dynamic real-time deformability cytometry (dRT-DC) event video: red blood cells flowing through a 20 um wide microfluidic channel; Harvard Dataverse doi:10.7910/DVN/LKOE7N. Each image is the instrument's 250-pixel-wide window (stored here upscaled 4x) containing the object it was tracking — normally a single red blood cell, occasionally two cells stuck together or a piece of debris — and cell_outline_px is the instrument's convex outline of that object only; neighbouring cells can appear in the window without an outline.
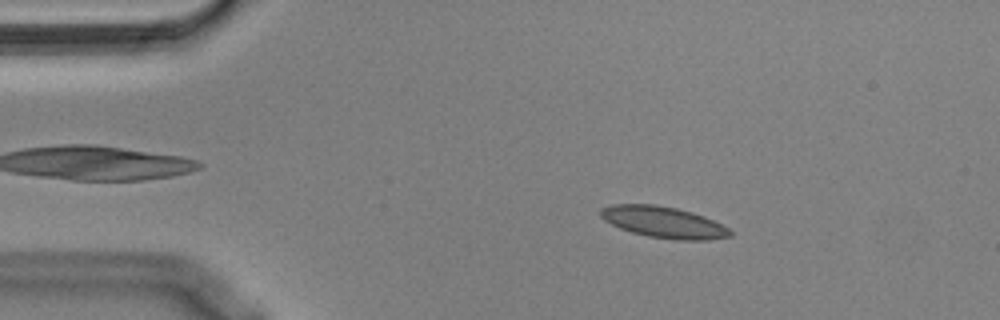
{"species": "Egyptian fruit bat (a non-hibernating species)", "species_latin": "Rousettus aegyptiacus", "temperature_condition": "cold", "stored_images_in_passage": 52, "camera_frame_rate_fps": 3000, "um_per_image_px": 0.085, "animal": {"sex": "male"}, "frame": {"image": 1, "passage_image": 8, "time_ms": 2.333, "image_size_px": [1000, 320], "cell_outline_px": [[732, 236], [708, 240], [676, 240], [648, 236], [632, 232], [620, 228], [604, 220], [600, 216], [600, 208], [612, 204], [656, 204], [676, 208], [692, 212], [704, 216], [728, 228], [732, 232]], "centroid_in_image_um": [56.39, 18.88], "position_along_channel_um": 28.6, "area_um2": 23.64}}
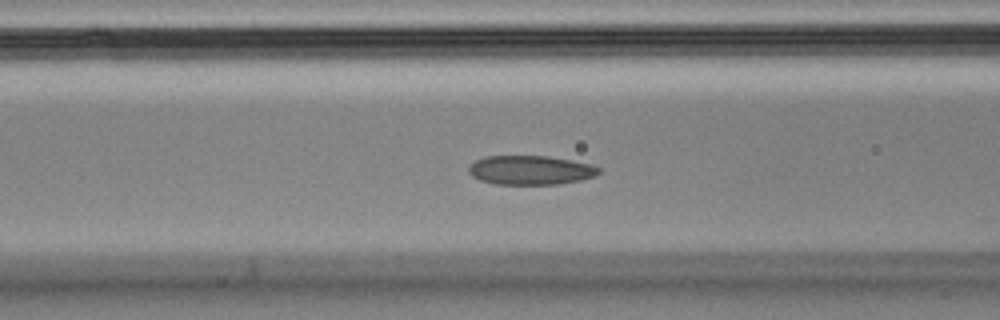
{"frame": {"image": 2, "passage_image": 20, "time_ms": 6.333, "image_size_px": [1000, 320], "cell_outline_px": [[600, 172], [596, 176], [580, 180], [556, 184], [496, 184], [480, 180], [472, 176], [468, 172], [468, 168], [476, 160], [488, 156], [548, 156], [572, 160], [588, 164], [600, 168]], "centroid_in_image_um": [45.09, 14.46], "position_along_channel_um": 121.5, "area_um2": 21.96}}
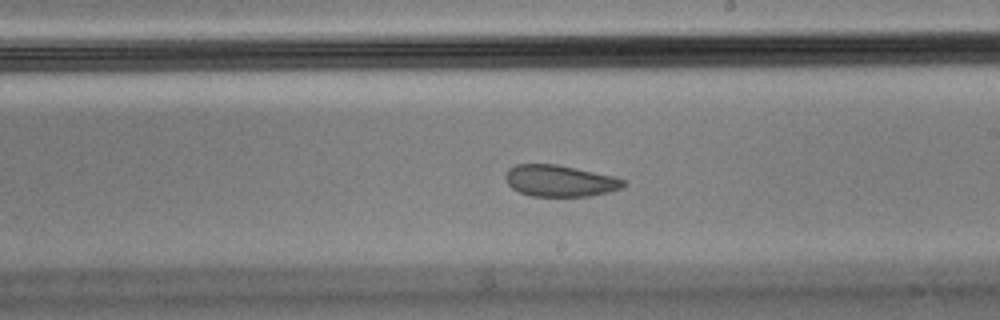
{"frame": {"image": 3, "passage_image": 30, "time_ms": 9.667, "image_size_px": [1000, 320], "cell_outline_px": [[628, 184], [620, 188], [608, 192], [588, 196], [532, 196], [520, 192], [512, 188], [508, 184], [504, 176], [508, 168], [516, 164], [556, 164], [612, 176], [624, 180]], "centroid_in_image_um": [47.55, 15.37], "position_along_channel_um": 241.4, "area_um2": 21.5}, "authors_computed_cell_mechanics": {"area_um2": 23.0622, "velocity_mm_per_s": 3.6005, "shape_relaxation_time_tau1_ms": null, "shape_relaxation_time_tau2_ms": 2.1545, "deformation_change_tau1": null, "deformation_change_tau2": 0.0796}}